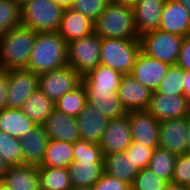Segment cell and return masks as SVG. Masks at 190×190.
I'll return each instance as SVG.
<instances>
[{
	"label": "cell",
	"instance_id": "obj_31",
	"mask_svg": "<svg viewBox=\"0 0 190 190\" xmlns=\"http://www.w3.org/2000/svg\"><path fill=\"white\" fill-rule=\"evenodd\" d=\"M176 157L169 150L158 146L153 150L148 168L171 184Z\"/></svg>",
	"mask_w": 190,
	"mask_h": 190
},
{
	"label": "cell",
	"instance_id": "obj_15",
	"mask_svg": "<svg viewBox=\"0 0 190 190\" xmlns=\"http://www.w3.org/2000/svg\"><path fill=\"white\" fill-rule=\"evenodd\" d=\"M152 91L138 82L131 74L122 76L118 95L127 112L147 110Z\"/></svg>",
	"mask_w": 190,
	"mask_h": 190
},
{
	"label": "cell",
	"instance_id": "obj_21",
	"mask_svg": "<svg viewBox=\"0 0 190 190\" xmlns=\"http://www.w3.org/2000/svg\"><path fill=\"white\" fill-rule=\"evenodd\" d=\"M123 74L102 64L82 77L86 92H118Z\"/></svg>",
	"mask_w": 190,
	"mask_h": 190
},
{
	"label": "cell",
	"instance_id": "obj_35",
	"mask_svg": "<svg viewBox=\"0 0 190 190\" xmlns=\"http://www.w3.org/2000/svg\"><path fill=\"white\" fill-rule=\"evenodd\" d=\"M0 157L10 166L22 165L23 156L19 138L0 130Z\"/></svg>",
	"mask_w": 190,
	"mask_h": 190
},
{
	"label": "cell",
	"instance_id": "obj_33",
	"mask_svg": "<svg viewBox=\"0 0 190 190\" xmlns=\"http://www.w3.org/2000/svg\"><path fill=\"white\" fill-rule=\"evenodd\" d=\"M21 25V5L17 0H0V37Z\"/></svg>",
	"mask_w": 190,
	"mask_h": 190
},
{
	"label": "cell",
	"instance_id": "obj_11",
	"mask_svg": "<svg viewBox=\"0 0 190 190\" xmlns=\"http://www.w3.org/2000/svg\"><path fill=\"white\" fill-rule=\"evenodd\" d=\"M188 116L160 122L159 147L176 156L187 153Z\"/></svg>",
	"mask_w": 190,
	"mask_h": 190
},
{
	"label": "cell",
	"instance_id": "obj_26",
	"mask_svg": "<svg viewBox=\"0 0 190 190\" xmlns=\"http://www.w3.org/2000/svg\"><path fill=\"white\" fill-rule=\"evenodd\" d=\"M54 109L55 103L39 88L27 98L20 108L36 125L42 126Z\"/></svg>",
	"mask_w": 190,
	"mask_h": 190
},
{
	"label": "cell",
	"instance_id": "obj_34",
	"mask_svg": "<svg viewBox=\"0 0 190 190\" xmlns=\"http://www.w3.org/2000/svg\"><path fill=\"white\" fill-rule=\"evenodd\" d=\"M185 70L177 65H170L167 74L164 76L160 82L157 93L164 95H184L183 94V79Z\"/></svg>",
	"mask_w": 190,
	"mask_h": 190
},
{
	"label": "cell",
	"instance_id": "obj_10",
	"mask_svg": "<svg viewBox=\"0 0 190 190\" xmlns=\"http://www.w3.org/2000/svg\"><path fill=\"white\" fill-rule=\"evenodd\" d=\"M132 141L153 150L159 146L160 122L148 111L127 112Z\"/></svg>",
	"mask_w": 190,
	"mask_h": 190
},
{
	"label": "cell",
	"instance_id": "obj_42",
	"mask_svg": "<svg viewBox=\"0 0 190 190\" xmlns=\"http://www.w3.org/2000/svg\"><path fill=\"white\" fill-rule=\"evenodd\" d=\"M176 64L181 66L185 71H190V35L183 37Z\"/></svg>",
	"mask_w": 190,
	"mask_h": 190
},
{
	"label": "cell",
	"instance_id": "obj_50",
	"mask_svg": "<svg viewBox=\"0 0 190 190\" xmlns=\"http://www.w3.org/2000/svg\"><path fill=\"white\" fill-rule=\"evenodd\" d=\"M181 3L190 13V0H175Z\"/></svg>",
	"mask_w": 190,
	"mask_h": 190
},
{
	"label": "cell",
	"instance_id": "obj_12",
	"mask_svg": "<svg viewBox=\"0 0 190 190\" xmlns=\"http://www.w3.org/2000/svg\"><path fill=\"white\" fill-rule=\"evenodd\" d=\"M159 122L190 115L189 100L184 95H164L152 92L147 109Z\"/></svg>",
	"mask_w": 190,
	"mask_h": 190
},
{
	"label": "cell",
	"instance_id": "obj_27",
	"mask_svg": "<svg viewBox=\"0 0 190 190\" xmlns=\"http://www.w3.org/2000/svg\"><path fill=\"white\" fill-rule=\"evenodd\" d=\"M86 99L87 103L109 119L120 118L127 114L118 92H86Z\"/></svg>",
	"mask_w": 190,
	"mask_h": 190
},
{
	"label": "cell",
	"instance_id": "obj_9",
	"mask_svg": "<svg viewBox=\"0 0 190 190\" xmlns=\"http://www.w3.org/2000/svg\"><path fill=\"white\" fill-rule=\"evenodd\" d=\"M7 108L20 109L27 98L38 89V75L27 69L8 70Z\"/></svg>",
	"mask_w": 190,
	"mask_h": 190
},
{
	"label": "cell",
	"instance_id": "obj_52",
	"mask_svg": "<svg viewBox=\"0 0 190 190\" xmlns=\"http://www.w3.org/2000/svg\"><path fill=\"white\" fill-rule=\"evenodd\" d=\"M0 190H9L2 183H0Z\"/></svg>",
	"mask_w": 190,
	"mask_h": 190
},
{
	"label": "cell",
	"instance_id": "obj_32",
	"mask_svg": "<svg viewBox=\"0 0 190 190\" xmlns=\"http://www.w3.org/2000/svg\"><path fill=\"white\" fill-rule=\"evenodd\" d=\"M87 103L86 91L81 83L74 90L67 92L55 102V109L76 118Z\"/></svg>",
	"mask_w": 190,
	"mask_h": 190
},
{
	"label": "cell",
	"instance_id": "obj_53",
	"mask_svg": "<svg viewBox=\"0 0 190 190\" xmlns=\"http://www.w3.org/2000/svg\"><path fill=\"white\" fill-rule=\"evenodd\" d=\"M127 190H134L131 186Z\"/></svg>",
	"mask_w": 190,
	"mask_h": 190
},
{
	"label": "cell",
	"instance_id": "obj_8",
	"mask_svg": "<svg viewBox=\"0 0 190 190\" xmlns=\"http://www.w3.org/2000/svg\"><path fill=\"white\" fill-rule=\"evenodd\" d=\"M82 77L69 65L38 75V88L54 103L81 84Z\"/></svg>",
	"mask_w": 190,
	"mask_h": 190
},
{
	"label": "cell",
	"instance_id": "obj_51",
	"mask_svg": "<svg viewBox=\"0 0 190 190\" xmlns=\"http://www.w3.org/2000/svg\"><path fill=\"white\" fill-rule=\"evenodd\" d=\"M71 190H93L92 187H78V188H72Z\"/></svg>",
	"mask_w": 190,
	"mask_h": 190
},
{
	"label": "cell",
	"instance_id": "obj_5",
	"mask_svg": "<svg viewBox=\"0 0 190 190\" xmlns=\"http://www.w3.org/2000/svg\"><path fill=\"white\" fill-rule=\"evenodd\" d=\"M140 52V38H104L101 39L100 64L123 75L130 74Z\"/></svg>",
	"mask_w": 190,
	"mask_h": 190
},
{
	"label": "cell",
	"instance_id": "obj_1",
	"mask_svg": "<svg viewBox=\"0 0 190 190\" xmlns=\"http://www.w3.org/2000/svg\"><path fill=\"white\" fill-rule=\"evenodd\" d=\"M68 43L58 32L36 33L27 70L37 75L68 65Z\"/></svg>",
	"mask_w": 190,
	"mask_h": 190
},
{
	"label": "cell",
	"instance_id": "obj_4",
	"mask_svg": "<svg viewBox=\"0 0 190 190\" xmlns=\"http://www.w3.org/2000/svg\"><path fill=\"white\" fill-rule=\"evenodd\" d=\"M21 5V25L36 33L58 32L64 7L56 0H24Z\"/></svg>",
	"mask_w": 190,
	"mask_h": 190
},
{
	"label": "cell",
	"instance_id": "obj_25",
	"mask_svg": "<svg viewBox=\"0 0 190 190\" xmlns=\"http://www.w3.org/2000/svg\"><path fill=\"white\" fill-rule=\"evenodd\" d=\"M104 173L128 183L130 186L139 173V168L125 152L110 153L104 156Z\"/></svg>",
	"mask_w": 190,
	"mask_h": 190
},
{
	"label": "cell",
	"instance_id": "obj_7",
	"mask_svg": "<svg viewBox=\"0 0 190 190\" xmlns=\"http://www.w3.org/2000/svg\"><path fill=\"white\" fill-rule=\"evenodd\" d=\"M101 38L92 34L68 43V65L81 77L100 64Z\"/></svg>",
	"mask_w": 190,
	"mask_h": 190
},
{
	"label": "cell",
	"instance_id": "obj_16",
	"mask_svg": "<svg viewBox=\"0 0 190 190\" xmlns=\"http://www.w3.org/2000/svg\"><path fill=\"white\" fill-rule=\"evenodd\" d=\"M80 139L100 144L109 118L104 116L93 105L86 103L84 109L76 117Z\"/></svg>",
	"mask_w": 190,
	"mask_h": 190
},
{
	"label": "cell",
	"instance_id": "obj_30",
	"mask_svg": "<svg viewBox=\"0 0 190 190\" xmlns=\"http://www.w3.org/2000/svg\"><path fill=\"white\" fill-rule=\"evenodd\" d=\"M40 190H71L68 168L38 167Z\"/></svg>",
	"mask_w": 190,
	"mask_h": 190
},
{
	"label": "cell",
	"instance_id": "obj_38",
	"mask_svg": "<svg viewBox=\"0 0 190 190\" xmlns=\"http://www.w3.org/2000/svg\"><path fill=\"white\" fill-rule=\"evenodd\" d=\"M108 3L109 0H73L70 8L82 13L94 22Z\"/></svg>",
	"mask_w": 190,
	"mask_h": 190
},
{
	"label": "cell",
	"instance_id": "obj_19",
	"mask_svg": "<svg viewBox=\"0 0 190 190\" xmlns=\"http://www.w3.org/2000/svg\"><path fill=\"white\" fill-rule=\"evenodd\" d=\"M23 164L41 166L48 144V136L42 125H35L19 139Z\"/></svg>",
	"mask_w": 190,
	"mask_h": 190
},
{
	"label": "cell",
	"instance_id": "obj_41",
	"mask_svg": "<svg viewBox=\"0 0 190 190\" xmlns=\"http://www.w3.org/2000/svg\"><path fill=\"white\" fill-rule=\"evenodd\" d=\"M130 185L106 173L92 186L93 190H127Z\"/></svg>",
	"mask_w": 190,
	"mask_h": 190
},
{
	"label": "cell",
	"instance_id": "obj_46",
	"mask_svg": "<svg viewBox=\"0 0 190 190\" xmlns=\"http://www.w3.org/2000/svg\"><path fill=\"white\" fill-rule=\"evenodd\" d=\"M137 0H109L110 3L125 4L133 6Z\"/></svg>",
	"mask_w": 190,
	"mask_h": 190
},
{
	"label": "cell",
	"instance_id": "obj_47",
	"mask_svg": "<svg viewBox=\"0 0 190 190\" xmlns=\"http://www.w3.org/2000/svg\"><path fill=\"white\" fill-rule=\"evenodd\" d=\"M166 190H190V188L187 186H179V185L169 184L166 187Z\"/></svg>",
	"mask_w": 190,
	"mask_h": 190
},
{
	"label": "cell",
	"instance_id": "obj_45",
	"mask_svg": "<svg viewBox=\"0 0 190 190\" xmlns=\"http://www.w3.org/2000/svg\"><path fill=\"white\" fill-rule=\"evenodd\" d=\"M10 165L3 161L0 157V183H2L4 177L8 173Z\"/></svg>",
	"mask_w": 190,
	"mask_h": 190
},
{
	"label": "cell",
	"instance_id": "obj_23",
	"mask_svg": "<svg viewBox=\"0 0 190 190\" xmlns=\"http://www.w3.org/2000/svg\"><path fill=\"white\" fill-rule=\"evenodd\" d=\"M68 171L72 188L92 187L104 174V162L73 160Z\"/></svg>",
	"mask_w": 190,
	"mask_h": 190
},
{
	"label": "cell",
	"instance_id": "obj_22",
	"mask_svg": "<svg viewBox=\"0 0 190 190\" xmlns=\"http://www.w3.org/2000/svg\"><path fill=\"white\" fill-rule=\"evenodd\" d=\"M93 32L94 24L91 19L70 7L64 9L58 33L67 43Z\"/></svg>",
	"mask_w": 190,
	"mask_h": 190
},
{
	"label": "cell",
	"instance_id": "obj_28",
	"mask_svg": "<svg viewBox=\"0 0 190 190\" xmlns=\"http://www.w3.org/2000/svg\"><path fill=\"white\" fill-rule=\"evenodd\" d=\"M35 125L20 109L5 108L0 111V130L13 137L22 138Z\"/></svg>",
	"mask_w": 190,
	"mask_h": 190
},
{
	"label": "cell",
	"instance_id": "obj_2",
	"mask_svg": "<svg viewBox=\"0 0 190 190\" xmlns=\"http://www.w3.org/2000/svg\"><path fill=\"white\" fill-rule=\"evenodd\" d=\"M36 32L24 25L12 28L0 37V68L26 69Z\"/></svg>",
	"mask_w": 190,
	"mask_h": 190
},
{
	"label": "cell",
	"instance_id": "obj_39",
	"mask_svg": "<svg viewBox=\"0 0 190 190\" xmlns=\"http://www.w3.org/2000/svg\"><path fill=\"white\" fill-rule=\"evenodd\" d=\"M171 184L187 187L190 185V153L176 157Z\"/></svg>",
	"mask_w": 190,
	"mask_h": 190
},
{
	"label": "cell",
	"instance_id": "obj_48",
	"mask_svg": "<svg viewBox=\"0 0 190 190\" xmlns=\"http://www.w3.org/2000/svg\"><path fill=\"white\" fill-rule=\"evenodd\" d=\"M58 4L62 5L64 8H69L72 5L73 0H56Z\"/></svg>",
	"mask_w": 190,
	"mask_h": 190
},
{
	"label": "cell",
	"instance_id": "obj_14",
	"mask_svg": "<svg viewBox=\"0 0 190 190\" xmlns=\"http://www.w3.org/2000/svg\"><path fill=\"white\" fill-rule=\"evenodd\" d=\"M169 68L170 64L151 58L141 51L130 74L143 86L154 92Z\"/></svg>",
	"mask_w": 190,
	"mask_h": 190
},
{
	"label": "cell",
	"instance_id": "obj_24",
	"mask_svg": "<svg viewBox=\"0 0 190 190\" xmlns=\"http://www.w3.org/2000/svg\"><path fill=\"white\" fill-rule=\"evenodd\" d=\"M2 184L9 190H40L38 167L27 164L10 166Z\"/></svg>",
	"mask_w": 190,
	"mask_h": 190
},
{
	"label": "cell",
	"instance_id": "obj_18",
	"mask_svg": "<svg viewBox=\"0 0 190 190\" xmlns=\"http://www.w3.org/2000/svg\"><path fill=\"white\" fill-rule=\"evenodd\" d=\"M159 30L180 35H190V13L179 2L166 0L160 19Z\"/></svg>",
	"mask_w": 190,
	"mask_h": 190
},
{
	"label": "cell",
	"instance_id": "obj_49",
	"mask_svg": "<svg viewBox=\"0 0 190 190\" xmlns=\"http://www.w3.org/2000/svg\"><path fill=\"white\" fill-rule=\"evenodd\" d=\"M188 145H187V153H190V115L188 116Z\"/></svg>",
	"mask_w": 190,
	"mask_h": 190
},
{
	"label": "cell",
	"instance_id": "obj_43",
	"mask_svg": "<svg viewBox=\"0 0 190 190\" xmlns=\"http://www.w3.org/2000/svg\"><path fill=\"white\" fill-rule=\"evenodd\" d=\"M9 89L8 70L0 68V111L7 108V94Z\"/></svg>",
	"mask_w": 190,
	"mask_h": 190
},
{
	"label": "cell",
	"instance_id": "obj_17",
	"mask_svg": "<svg viewBox=\"0 0 190 190\" xmlns=\"http://www.w3.org/2000/svg\"><path fill=\"white\" fill-rule=\"evenodd\" d=\"M166 0H137L133 5L134 23L138 36L159 30Z\"/></svg>",
	"mask_w": 190,
	"mask_h": 190
},
{
	"label": "cell",
	"instance_id": "obj_44",
	"mask_svg": "<svg viewBox=\"0 0 190 190\" xmlns=\"http://www.w3.org/2000/svg\"><path fill=\"white\" fill-rule=\"evenodd\" d=\"M183 83V94L190 100V71H185Z\"/></svg>",
	"mask_w": 190,
	"mask_h": 190
},
{
	"label": "cell",
	"instance_id": "obj_3",
	"mask_svg": "<svg viewBox=\"0 0 190 190\" xmlns=\"http://www.w3.org/2000/svg\"><path fill=\"white\" fill-rule=\"evenodd\" d=\"M94 32L101 38H140L135 23L133 6L108 3L93 22Z\"/></svg>",
	"mask_w": 190,
	"mask_h": 190
},
{
	"label": "cell",
	"instance_id": "obj_37",
	"mask_svg": "<svg viewBox=\"0 0 190 190\" xmlns=\"http://www.w3.org/2000/svg\"><path fill=\"white\" fill-rule=\"evenodd\" d=\"M73 160L104 161V155L99 144L80 139L73 143Z\"/></svg>",
	"mask_w": 190,
	"mask_h": 190
},
{
	"label": "cell",
	"instance_id": "obj_29",
	"mask_svg": "<svg viewBox=\"0 0 190 190\" xmlns=\"http://www.w3.org/2000/svg\"><path fill=\"white\" fill-rule=\"evenodd\" d=\"M73 161V143L49 140L41 166L68 168Z\"/></svg>",
	"mask_w": 190,
	"mask_h": 190
},
{
	"label": "cell",
	"instance_id": "obj_13",
	"mask_svg": "<svg viewBox=\"0 0 190 190\" xmlns=\"http://www.w3.org/2000/svg\"><path fill=\"white\" fill-rule=\"evenodd\" d=\"M132 142L128 114L120 118L109 119L100 141L103 155L125 152Z\"/></svg>",
	"mask_w": 190,
	"mask_h": 190
},
{
	"label": "cell",
	"instance_id": "obj_40",
	"mask_svg": "<svg viewBox=\"0 0 190 190\" xmlns=\"http://www.w3.org/2000/svg\"><path fill=\"white\" fill-rule=\"evenodd\" d=\"M126 152L130 154L131 160L139 168H148L149 161L151 160L153 149L150 147L143 146L134 141L126 149Z\"/></svg>",
	"mask_w": 190,
	"mask_h": 190
},
{
	"label": "cell",
	"instance_id": "obj_20",
	"mask_svg": "<svg viewBox=\"0 0 190 190\" xmlns=\"http://www.w3.org/2000/svg\"><path fill=\"white\" fill-rule=\"evenodd\" d=\"M49 140L74 143L80 140L76 118L54 109L43 125Z\"/></svg>",
	"mask_w": 190,
	"mask_h": 190
},
{
	"label": "cell",
	"instance_id": "obj_6",
	"mask_svg": "<svg viewBox=\"0 0 190 190\" xmlns=\"http://www.w3.org/2000/svg\"><path fill=\"white\" fill-rule=\"evenodd\" d=\"M183 37L162 30L140 36L141 51L147 56L174 65L177 63Z\"/></svg>",
	"mask_w": 190,
	"mask_h": 190
},
{
	"label": "cell",
	"instance_id": "obj_36",
	"mask_svg": "<svg viewBox=\"0 0 190 190\" xmlns=\"http://www.w3.org/2000/svg\"><path fill=\"white\" fill-rule=\"evenodd\" d=\"M168 185L167 181L149 168H143L136 175L131 187L134 190H166Z\"/></svg>",
	"mask_w": 190,
	"mask_h": 190
}]
</instances>
